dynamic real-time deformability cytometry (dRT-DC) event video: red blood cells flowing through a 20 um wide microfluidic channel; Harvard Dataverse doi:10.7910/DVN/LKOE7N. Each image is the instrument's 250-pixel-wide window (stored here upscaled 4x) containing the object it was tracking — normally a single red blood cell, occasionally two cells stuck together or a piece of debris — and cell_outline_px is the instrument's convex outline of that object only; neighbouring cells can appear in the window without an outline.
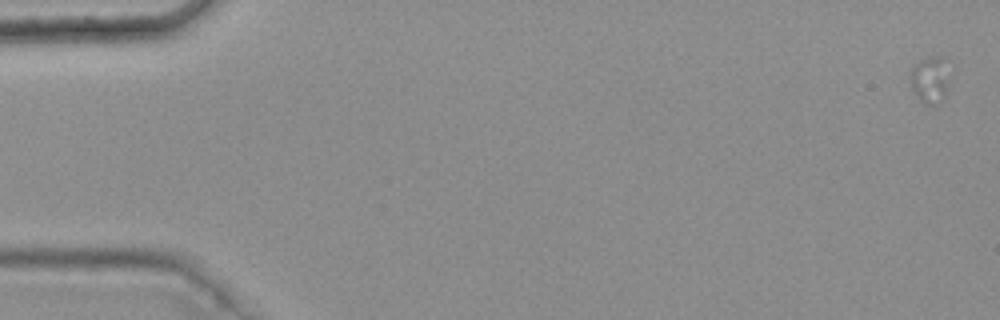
{"species": "common noctule bat (a hibernating species)", "species_latin": "Nyctalus noctula", "temperature_condition": "warm", "stored_images_in_passage": 7, "camera_frame_rate_fps": 3000, "um_per_image_px": 0.085, "animal": {"sex": "female", "body_mass_g": 25.1}, "frame": {"image": 1, "passage_image": 1, "time_ms": 0.0, "image_size_px": [1000, 320], "cell_outline_px": [[948, 84], [940, 100], [932, 104], [924, 104], [920, 100], [912, 88], [908, 72], [912, 64], [920, 60], [932, 56], [940, 56]], "centroid_in_image_um": [78.92, 6.76], "position_along_channel_um": 6.1, "area_um2": 10.06}}